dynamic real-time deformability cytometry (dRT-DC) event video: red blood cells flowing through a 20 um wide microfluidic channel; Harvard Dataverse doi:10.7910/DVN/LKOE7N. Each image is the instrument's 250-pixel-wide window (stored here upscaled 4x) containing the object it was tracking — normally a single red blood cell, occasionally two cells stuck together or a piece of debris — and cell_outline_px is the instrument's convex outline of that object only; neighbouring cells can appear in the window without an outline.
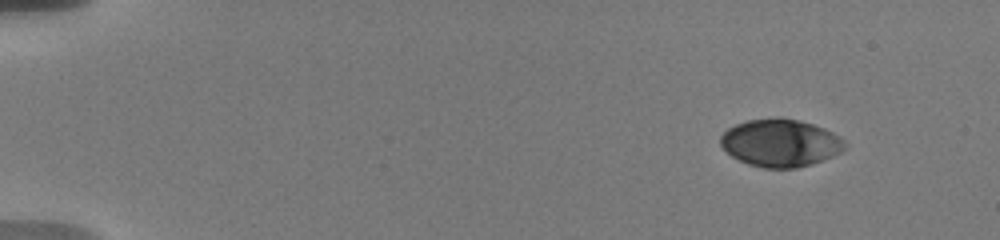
{"species": "human", "species_latin": "Homo sapiens", "temperature_condition": "warm", "stored_images_in_passage": 19, "camera_frame_rate_fps": 3000, "um_per_image_px": 0.085, "donor": {"sex": "male"}, "frame": {"image": 1, "passage_image": 1, "time_ms": 0.0, "image_size_px": [1000, 240], "cell_outline_px": [[848, 148], [832, 156], [812, 164], [796, 168], [764, 168], [748, 164], [732, 156], [720, 144], [720, 136], [728, 128], [736, 124], [748, 120], [776, 116], [780, 116], [800, 120], [824, 128], [840, 136], [848, 144]], "centroid_in_image_um": [66.36, 12.13], "position_along_channel_um": 18.6, "area_um2": 34.8}}
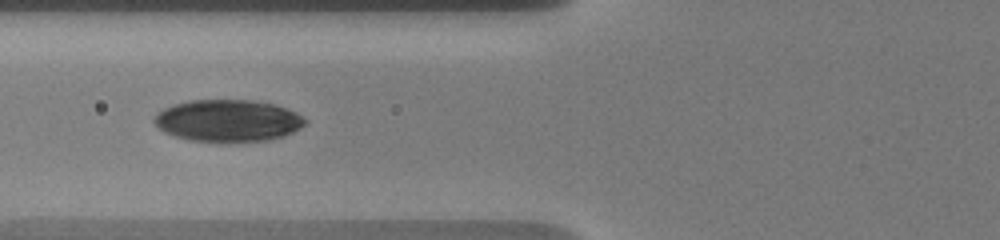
{"frame": {"image": 2, "passage_image": 16, "time_ms": 6.0, "image_size_px": [1000, 240], "cell_outline_px": [[308, 120], [300, 128], [284, 136], [268, 140], [220, 144], [188, 140], [164, 132], [152, 120], [156, 112], [172, 104], [188, 100], [256, 100], [276, 104], [296, 112]], "centroid_in_image_um": [19.36, 10.27], "position_along_channel_um": 106.4, "area_um2": 37.8}}
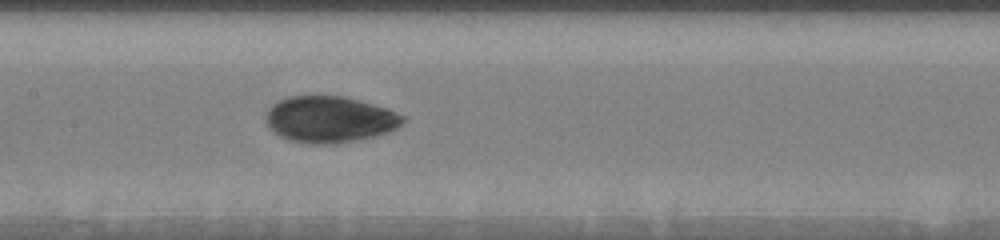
{"frame": {"image": 3, "passage_image": 19, "time_ms": 8.0, "image_size_px": [1000, 240], "cell_outline_px": [[408, 120], [396, 128], [388, 132], [376, 136], [336, 144], [308, 144], [288, 140], [272, 132], [268, 128], [264, 120], [264, 116], [268, 108], [272, 104], [288, 96], [348, 96], [388, 108], [404, 116]], "centroid_in_image_um": [28.01, 10.15], "position_along_channel_um": 179.4, "area_um2": 37.74}}